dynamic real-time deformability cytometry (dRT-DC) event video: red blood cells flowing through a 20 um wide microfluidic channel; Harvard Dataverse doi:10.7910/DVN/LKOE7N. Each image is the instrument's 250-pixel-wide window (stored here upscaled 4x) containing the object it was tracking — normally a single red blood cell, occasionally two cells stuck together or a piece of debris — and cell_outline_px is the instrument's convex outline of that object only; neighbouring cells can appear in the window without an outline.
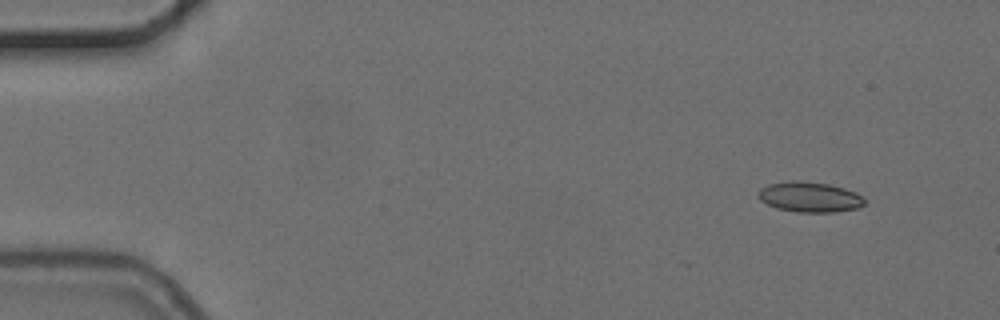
{"species": "common noctule bat (a hibernating species)", "species_latin": "Nyctalus noctula", "temperature_condition": "cold", "stored_images_in_passage": 4, "camera_frame_rate_fps": 3000, "um_per_image_px": 0.085, "animal": {"sex": "female", "body_mass_g": 24.6, "forearm_length_mm": 56.2}, "frame": {"image": 1, "passage_image": 1, "time_ms": 0.0, "image_size_px": [1000, 320], "cell_outline_px": [[864, 204], [856, 208], [836, 212], [796, 212], [776, 208], [760, 200], [756, 196], [756, 192], [760, 188], [768, 184], [796, 180], [800, 180], [828, 184], [844, 188], [856, 192], [864, 200]], "centroid_in_image_um": [68.76, 16.74], "position_along_channel_um": 16.2, "area_um2": 18.79}}
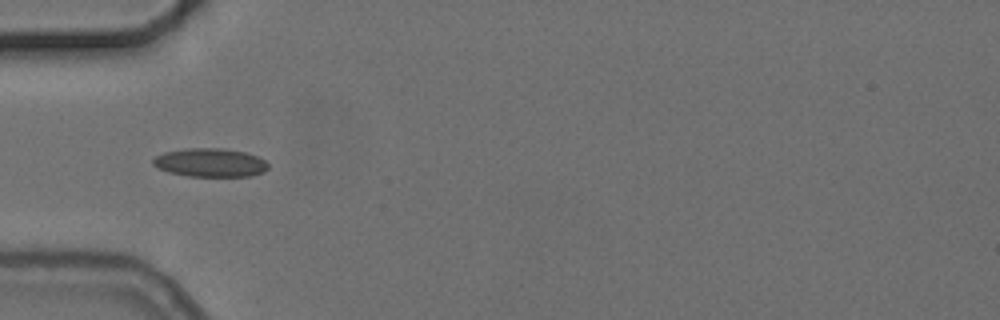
{"frame": {"image": 2, "passage_image": 4, "time_ms": 4.333, "image_size_px": [1000, 320], "cell_outline_px": [[268, 168], [264, 172], [252, 176], [188, 176], [168, 172], [156, 168], [152, 164], [152, 160], [156, 156], [164, 152], [184, 148], [224, 148], [244, 152], [256, 156], [264, 160], [268, 164]], "centroid_in_image_um": [17.84, 13.82], "position_along_channel_um": 67.2, "area_um2": 19.31}}